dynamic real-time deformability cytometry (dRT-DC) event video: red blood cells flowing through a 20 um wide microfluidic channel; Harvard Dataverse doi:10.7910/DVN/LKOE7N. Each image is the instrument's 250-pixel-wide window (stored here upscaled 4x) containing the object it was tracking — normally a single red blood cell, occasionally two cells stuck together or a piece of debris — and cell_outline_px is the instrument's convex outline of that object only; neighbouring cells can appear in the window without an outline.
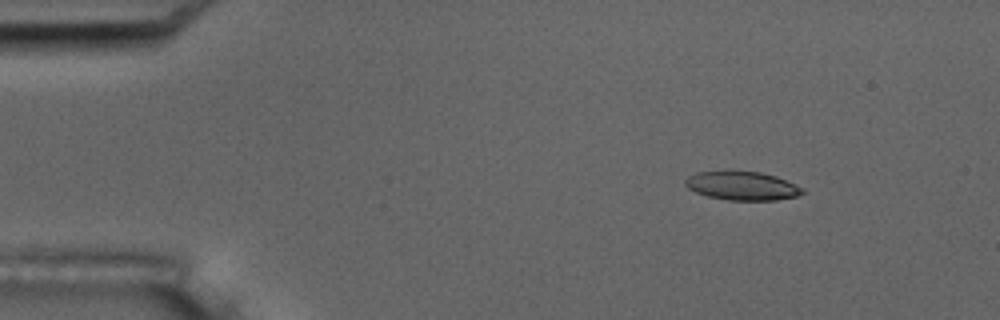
{"species": "common noctule bat (a hibernating species)", "species_latin": "Nyctalus noctula", "temperature_condition": "room temperature", "stored_images_in_passage": 6, "camera_frame_rate_fps": 3000, "um_per_image_px": 0.085, "animal": {"sex": "male", "body_mass_g": 17.5, "forearm_length_mm": 52.3}, "frame": {"image": 1, "passage_image": 2, "time_ms": 0.333, "image_size_px": [1000, 320], "cell_outline_px": [[804, 192], [796, 196], [776, 200], [728, 200], [708, 196], [696, 192], [688, 188], [684, 184], [684, 180], [688, 176], [696, 172], [760, 172], [776, 176], [804, 188]], "centroid_in_image_um": [63.08, 15.8], "position_along_channel_um": 21.9, "area_um2": 19.31}}